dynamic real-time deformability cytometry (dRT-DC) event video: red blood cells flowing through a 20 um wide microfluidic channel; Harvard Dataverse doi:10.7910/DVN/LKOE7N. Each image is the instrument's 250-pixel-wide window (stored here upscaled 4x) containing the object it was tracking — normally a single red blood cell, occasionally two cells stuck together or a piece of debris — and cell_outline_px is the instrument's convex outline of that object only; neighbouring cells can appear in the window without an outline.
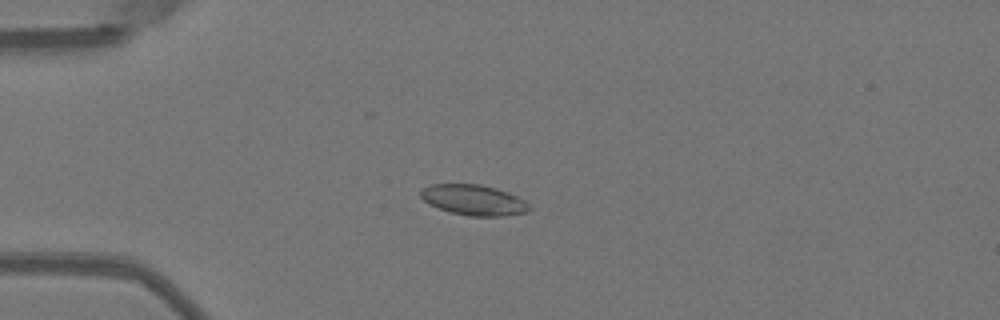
{"species": "Egyptian fruit bat (a non-hibernating species)", "species_latin": "Rousettus aegyptiacus", "temperature_condition": "warm", "stored_images_in_passage": 46, "camera_frame_rate_fps": 3000, "um_per_image_px": 0.085, "animal": {"sex": "female"}, "frame": {"image": 1, "passage_image": 8, "time_ms": 2.333, "image_size_px": [1000, 320], "cell_outline_px": [[532, 208], [528, 212], [504, 216], [468, 216], [452, 212], [440, 208], [424, 200], [420, 196], [420, 188], [428, 184], [480, 184], [496, 188], [508, 192], [524, 200]], "centroid_in_image_um": [40.27, 16.99], "position_along_channel_um": 44.7, "area_um2": 19.31}}
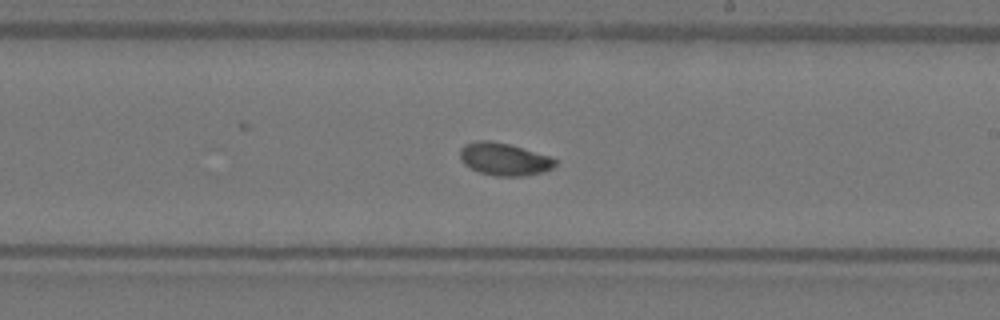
{"frame": {"image": 2, "passage_image": 25, "time_ms": 8.0, "image_size_px": [1000, 320], "cell_outline_px": [[556, 164], [552, 168], [544, 172], [524, 176], [496, 176], [480, 172], [464, 164], [460, 160], [460, 148], [464, 144], [476, 140], [492, 140], [508, 144], [552, 156], [556, 160]], "centroid_in_image_um": [42.86, 13.52], "position_along_channel_um": 246.1, "area_um2": 18.21}}
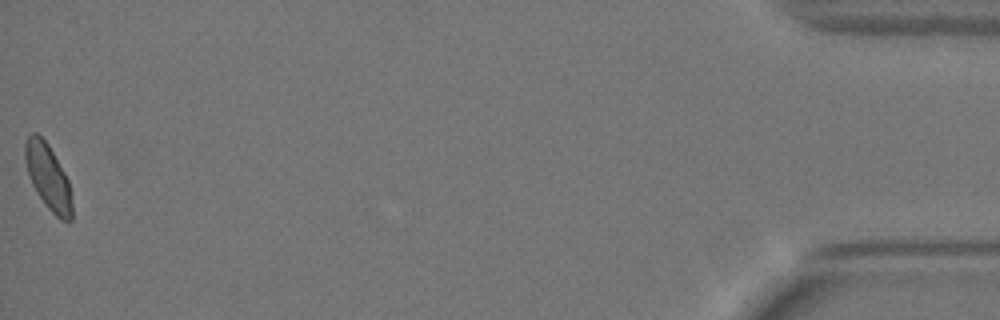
{"frame": {"image": 3, "passage_image": 46, "time_ms": 15.0, "image_size_px": [1000, 320], "cell_outline_px": [[72, 220], [60, 220], [48, 208], [36, 192], [28, 176], [24, 160], [24, 144], [28, 136], [32, 132], [36, 132], [48, 144], [64, 172], [68, 180], [72, 204]], "centroid_in_image_um": [4.06, 15.03], "position_along_channel_um": 431.1, "area_um2": 17.86}, "authors_computed_cell_mechanics": {"area_um2": 18.0336, "velocity_mm_per_s": 3.9736, "shape_relaxation_time_tau1_ms": 3.3601, "shape_relaxation_time_tau2_ms": null, "deformation_change_tau1": 0.1102, "deformation_change_tau2": null}}